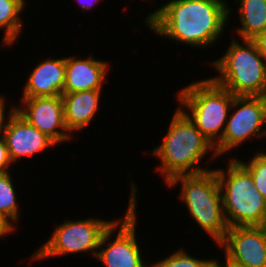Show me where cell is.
I'll return each mask as SVG.
<instances>
[{"mask_svg": "<svg viewBox=\"0 0 266 267\" xmlns=\"http://www.w3.org/2000/svg\"><path fill=\"white\" fill-rule=\"evenodd\" d=\"M226 0H166L147 14L144 23L158 38L208 49L216 46L233 18L234 8ZM233 9V10H232ZM233 11V12H232Z\"/></svg>", "mask_w": 266, "mask_h": 267, "instance_id": "6da1fadb", "label": "cell"}, {"mask_svg": "<svg viewBox=\"0 0 266 267\" xmlns=\"http://www.w3.org/2000/svg\"><path fill=\"white\" fill-rule=\"evenodd\" d=\"M173 112L165 136L152 149V156L160 160L153 172H158L165 184L177 175L208 171L214 159L219 160L215 148L189 117L178 106Z\"/></svg>", "mask_w": 266, "mask_h": 267, "instance_id": "7a4b0ae2", "label": "cell"}, {"mask_svg": "<svg viewBox=\"0 0 266 267\" xmlns=\"http://www.w3.org/2000/svg\"><path fill=\"white\" fill-rule=\"evenodd\" d=\"M180 184V185H179ZM180 186L178 199L185 204L189 218L218 245L225 237L228 225L224 216L219 180L215 169L197 174H182L166 184Z\"/></svg>", "mask_w": 266, "mask_h": 267, "instance_id": "3957f363", "label": "cell"}, {"mask_svg": "<svg viewBox=\"0 0 266 267\" xmlns=\"http://www.w3.org/2000/svg\"><path fill=\"white\" fill-rule=\"evenodd\" d=\"M233 36L225 53L211 65L216 73L210 78L234 96L266 97V60L252 40Z\"/></svg>", "mask_w": 266, "mask_h": 267, "instance_id": "277c9868", "label": "cell"}, {"mask_svg": "<svg viewBox=\"0 0 266 267\" xmlns=\"http://www.w3.org/2000/svg\"><path fill=\"white\" fill-rule=\"evenodd\" d=\"M179 89L175 98L178 107L215 147L222 138L235 96L210 77L195 79Z\"/></svg>", "mask_w": 266, "mask_h": 267, "instance_id": "5b68a950", "label": "cell"}, {"mask_svg": "<svg viewBox=\"0 0 266 267\" xmlns=\"http://www.w3.org/2000/svg\"><path fill=\"white\" fill-rule=\"evenodd\" d=\"M228 160L225 169L215 168L228 227L266 226V199L250 173L234 157Z\"/></svg>", "mask_w": 266, "mask_h": 267, "instance_id": "8992f818", "label": "cell"}, {"mask_svg": "<svg viewBox=\"0 0 266 267\" xmlns=\"http://www.w3.org/2000/svg\"><path fill=\"white\" fill-rule=\"evenodd\" d=\"M130 181L127 210L110 225L100 241L96 259L104 267H151V262L143 258L146 254L137 237L138 186L131 178Z\"/></svg>", "mask_w": 266, "mask_h": 267, "instance_id": "52a82bcc", "label": "cell"}, {"mask_svg": "<svg viewBox=\"0 0 266 267\" xmlns=\"http://www.w3.org/2000/svg\"><path fill=\"white\" fill-rule=\"evenodd\" d=\"M94 217L76 221L68 220L67 217L54 227L52 235L30 255L29 263L84 253L96 259L101 238L116 219Z\"/></svg>", "mask_w": 266, "mask_h": 267, "instance_id": "ba28073f", "label": "cell"}, {"mask_svg": "<svg viewBox=\"0 0 266 267\" xmlns=\"http://www.w3.org/2000/svg\"><path fill=\"white\" fill-rule=\"evenodd\" d=\"M266 97L235 96L220 142L214 147L217 156H230L243 143L266 138ZM241 145V146H240ZM236 148V149H235ZM230 152V153H229Z\"/></svg>", "mask_w": 266, "mask_h": 267, "instance_id": "9c48e42d", "label": "cell"}, {"mask_svg": "<svg viewBox=\"0 0 266 267\" xmlns=\"http://www.w3.org/2000/svg\"><path fill=\"white\" fill-rule=\"evenodd\" d=\"M19 103H17L16 111L57 146L66 142L70 143L72 138L74 140V135L65 125L61 95L20 98Z\"/></svg>", "mask_w": 266, "mask_h": 267, "instance_id": "30bf717a", "label": "cell"}, {"mask_svg": "<svg viewBox=\"0 0 266 267\" xmlns=\"http://www.w3.org/2000/svg\"><path fill=\"white\" fill-rule=\"evenodd\" d=\"M217 247L236 265L266 267V226L229 227Z\"/></svg>", "mask_w": 266, "mask_h": 267, "instance_id": "8fae6325", "label": "cell"}, {"mask_svg": "<svg viewBox=\"0 0 266 267\" xmlns=\"http://www.w3.org/2000/svg\"><path fill=\"white\" fill-rule=\"evenodd\" d=\"M4 138L6 140L9 157L15 166V162L26 157H33L56 148V144L37 128L32 126L17 111L8 121ZM49 148V149H48Z\"/></svg>", "mask_w": 266, "mask_h": 267, "instance_id": "7c38bea8", "label": "cell"}, {"mask_svg": "<svg viewBox=\"0 0 266 267\" xmlns=\"http://www.w3.org/2000/svg\"><path fill=\"white\" fill-rule=\"evenodd\" d=\"M87 56L89 57L78 56L77 58L75 54L68 57L65 55L63 93L104 89V85L109 81L107 77L110 74L108 72L111 70V65L109 66L107 60L95 59L93 54Z\"/></svg>", "mask_w": 266, "mask_h": 267, "instance_id": "4fadbf2b", "label": "cell"}, {"mask_svg": "<svg viewBox=\"0 0 266 267\" xmlns=\"http://www.w3.org/2000/svg\"><path fill=\"white\" fill-rule=\"evenodd\" d=\"M32 67L22 88V98L62 95L65 85V56H49Z\"/></svg>", "mask_w": 266, "mask_h": 267, "instance_id": "5bb4252c", "label": "cell"}, {"mask_svg": "<svg viewBox=\"0 0 266 267\" xmlns=\"http://www.w3.org/2000/svg\"><path fill=\"white\" fill-rule=\"evenodd\" d=\"M103 92V89H95L62 93L64 121L72 135L91 126L102 106L100 103Z\"/></svg>", "mask_w": 266, "mask_h": 267, "instance_id": "9a60e30c", "label": "cell"}, {"mask_svg": "<svg viewBox=\"0 0 266 267\" xmlns=\"http://www.w3.org/2000/svg\"><path fill=\"white\" fill-rule=\"evenodd\" d=\"M239 4L237 13L240 22L239 27L232 30L237 39L252 40L258 34L266 30V0H234ZM238 2V3H237Z\"/></svg>", "mask_w": 266, "mask_h": 267, "instance_id": "2e32d148", "label": "cell"}, {"mask_svg": "<svg viewBox=\"0 0 266 267\" xmlns=\"http://www.w3.org/2000/svg\"><path fill=\"white\" fill-rule=\"evenodd\" d=\"M26 7L21 0H0V31L4 32L0 46L4 49H10L21 38L25 27L22 13Z\"/></svg>", "mask_w": 266, "mask_h": 267, "instance_id": "e0dca14e", "label": "cell"}, {"mask_svg": "<svg viewBox=\"0 0 266 267\" xmlns=\"http://www.w3.org/2000/svg\"><path fill=\"white\" fill-rule=\"evenodd\" d=\"M14 180L11 172L0 174V215L16 229L21 220V211Z\"/></svg>", "mask_w": 266, "mask_h": 267, "instance_id": "ac0fdd59", "label": "cell"}, {"mask_svg": "<svg viewBox=\"0 0 266 267\" xmlns=\"http://www.w3.org/2000/svg\"><path fill=\"white\" fill-rule=\"evenodd\" d=\"M174 250L171 254L165 256V258H158L156 262H152L151 267H213V256L211 258H196L188 250L181 247L179 250Z\"/></svg>", "mask_w": 266, "mask_h": 267, "instance_id": "d6986e66", "label": "cell"}, {"mask_svg": "<svg viewBox=\"0 0 266 267\" xmlns=\"http://www.w3.org/2000/svg\"><path fill=\"white\" fill-rule=\"evenodd\" d=\"M253 152L248 161L243 158H234L250 173L257 190L266 199V153L263 149ZM246 160V161H244Z\"/></svg>", "mask_w": 266, "mask_h": 267, "instance_id": "ffe728a7", "label": "cell"}, {"mask_svg": "<svg viewBox=\"0 0 266 267\" xmlns=\"http://www.w3.org/2000/svg\"><path fill=\"white\" fill-rule=\"evenodd\" d=\"M8 101L9 100L6 97V95L4 96V95L0 94V137L4 136L8 121L11 118L12 114H14L16 111L17 105L16 104L11 105V103H10V107H8V105H7ZM7 107H8V109H7Z\"/></svg>", "mask_w": 266, "mask_h": 267, "instance_id": "44dd1931", "label": "cell"}, {"mask_svg": "<svg viewBox=\"0 0 266 267\" xmlns=\"http://www.w3.org/2000/svg\"><path fill=\"white\" fill-rule=\"evenodd\" d=\"M12 167H14V164L12 163L9 157L6 140L4 136H1L0 137V174L11 172V170L13 172Z\"/></svg>", "mask_w": 266, "mask_h": 267, "instance_id": "7402d4cb", "label": "cell"}, {"mask_svg": "<svg viewBox=\"0 0 266 267\" xmlns=\"http://www.w3.org/2000/svg\"><path fill=\"white\" fill-rule=\"evenodd\" d=\"M252 41L256 44L259 53L266 60V30L258 34Z\"/></svg>", "mask_w": 266, "mask_h": 267, "instance_id": "603a6c76", "label": "cell"}, {"mask_svg": "<svg viewBox=\"0 0 266 267\" xmlns=\"http://www.w3.org/2000/svg\"><path fill=\"white\" fill-rule=\"evenodd\" d=\"M16 229L0 215V239L3 237H7V235H11L15 233Z\"/></svg>", "mask_w": 266, "mask_h": 267, "instance_id": "cb8c5ba5", "label": "cell"}, {"mask_svg": "<svg viewBox=\"0 0 266 267\" xmlns=\"http://www.w3.org/2000/svg\"><path fill=\"white\" fill-rule=\"evenodd\" d=\"M78 1V5H79V9H81V11L83 10L84 13L87 11H92L95 10L93 8H95V4L97 5V3L99 4L100 2L102 3V1L104 0H77Z\"/></svg>", "mask_w": 266, "mask_h": 267, "instance_id": "d4e9b609", "label": "cell"}, {"mask_svg": "<svg viewBox=\"0 0 266 267\" xmlns=\"http://www.w3.org/2000/svg\"><path fill=\"white\" fill-rule=\"evenodd\" d=\"M223 261H221L218 257L213 259V267H242L239 265H236L230 261H228L225 257H223Z\"/></svg>", "mask_w": 266, "mask_h": 267, "instance_id": "484cf974", "label": "cell"}, {"mask_svg": "<svg viewBox=\"0 0 266 267\" xmlns=\"http://www.w3.org/2000/svg\"><path fill=\"white\" fill-rule=\"evenodd\" d=\"M26 6L29 4L28 2V0H21Z\"/></svg>", "mask_w": 266, "mask_h": 267, "instance_id": "4316f807", "label": "cell"}, {"mask_svg": "<svg viewBox=\"0 0 266 267\" xmlns=\"http://www.w3.org/2000/svg\"><path fill=\"white\" fill-rule=\"evenodd\" d=\"M140 1H143V2H145V3H146V2H149V1L151 2V0H140ZM154 1H155V0H154Z\"/></svg>", "mask_w": 266, "mask_h": 267, "instance_id": "83f0119b", "label": "cell"}]
</instances>
